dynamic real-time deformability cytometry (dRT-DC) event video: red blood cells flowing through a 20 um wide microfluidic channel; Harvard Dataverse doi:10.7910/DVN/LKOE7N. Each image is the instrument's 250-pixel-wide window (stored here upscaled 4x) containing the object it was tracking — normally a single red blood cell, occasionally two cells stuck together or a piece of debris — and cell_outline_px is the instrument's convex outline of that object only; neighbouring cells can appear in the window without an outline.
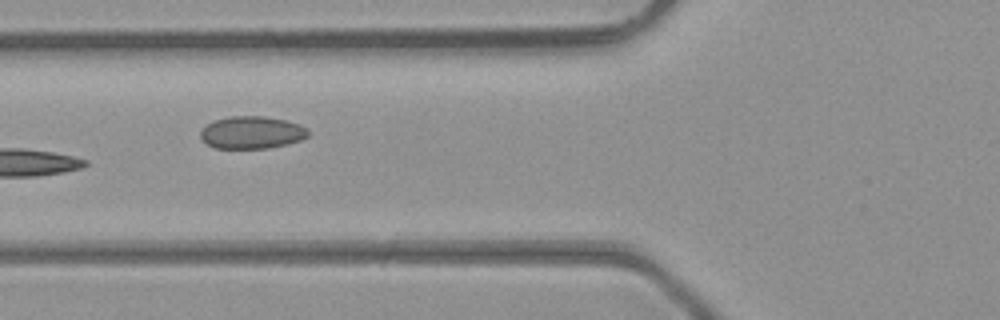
{"species": "common noctule bat (a hibernating species)", "species_latin": "Nyctalus noctula", "temperature_condition": "room temperature", "stored_images_in_passage": 6, "camera_frame_rate_fps": 3000, "um_per_image_px": 0.085, "animal": {"sex": "male", "body_mass_g": 23.1, "forearm_length_mm": 52.7}, "frame": {"image": 1, "passage_image": 6, "time_ms": 1.667, "image_size_px": [1000, 320], "cell_outline_px": [[308, 136], [300, 140], [288, 144], [268, 148], [216, 148], [208, 144], [200, 136], [200, 132], [212, 120], [232, 116], [264, 116], [288, 120], [300, 124], [308, 128]], "centroid_in_image_um": [21.44, 11.25], "position_along_channel_um": 104.4, "area_um2": 20.4}}